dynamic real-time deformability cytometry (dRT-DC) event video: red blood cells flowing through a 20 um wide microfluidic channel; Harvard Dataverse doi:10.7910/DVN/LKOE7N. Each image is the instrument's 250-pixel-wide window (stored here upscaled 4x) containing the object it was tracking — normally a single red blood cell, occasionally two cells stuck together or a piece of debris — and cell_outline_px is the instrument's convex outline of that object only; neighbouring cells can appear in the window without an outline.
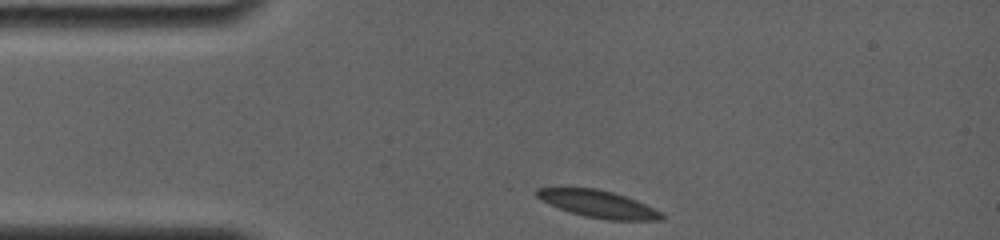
{"species": "common noctule bat (a hibernating species)", "species_latin": "Nyctalus noctula", "temperature_condition": "room temperature", "stored_images_in_passage": 10, "camera_frame_rate_fps": 4000, "um_per_image_px": 0.085, "animal": {"sex": "female", "body_mass_g": 19.0, "forearm_length_mm": 56.7}, "frame": {"image": 1, "passage_image": 1, "time_ms": 0.0, "image_size_px": [1000, 240], "cell_outline_px": [[664, 216], [660, 220], [608, 220], [584, 216], [560, 208], [536, 196], [536, 188], [596, 188], [612, 192], [636, 200], [664, 212]], "centroid_in_image_um": [50.92, 17.34], "position_along_channel_um": 34.1, "area_um2": 19.42}}
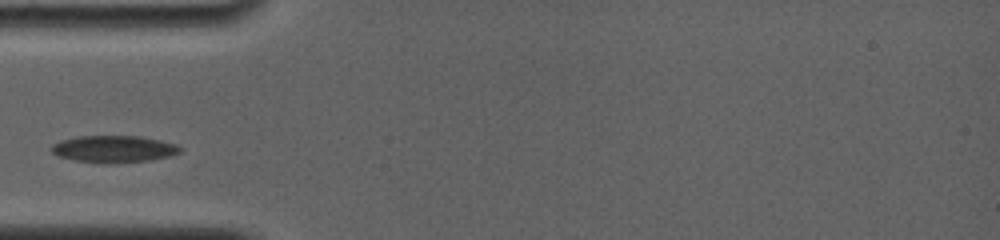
{"frame": {"image": 2, "passage_image": 6, "time_ms": 2.0, "image_size_px": [1000, 240], "cell_outline_px": [[180, 152], [172, 156], [148, 160], [76, 160], [60, 156], [52, 152], [48, 148], [52, 144], [60, 140], [76, 136], [140, 136], [160, 140], [176, 144], [180, 148]], "centroid_in_image_um": [9.66, 12.6], "position_along_channel_um": 75.3, "area_um2": 19.19}}
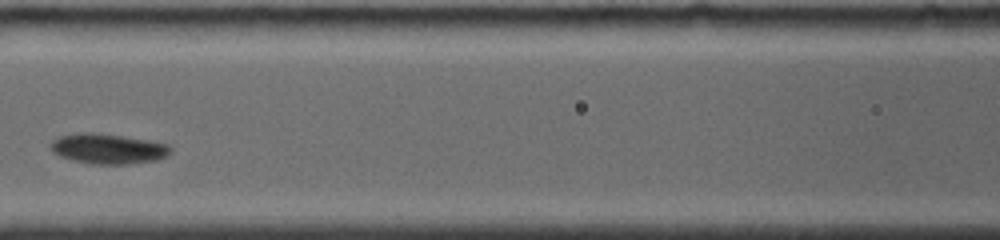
{"frame": {"image": 3, "passage_image": 9, "time_ms": 4.25, "image_size_px": [1000, 240], "cell_outline_px": [[172, 152], [156, 160], [128, 164], [92, 164], [72, 160], [60, 156], [52, 152], [48, 148], [48, 144], [52, 140], [60, 136], [84, 132], [96, 132], [148, 140], [168, 144], [172, 148]], "centroid_in_image_um": [9.14, 12.64], "position_along_channel_um": 157.5, "area_um2": 21.21}}